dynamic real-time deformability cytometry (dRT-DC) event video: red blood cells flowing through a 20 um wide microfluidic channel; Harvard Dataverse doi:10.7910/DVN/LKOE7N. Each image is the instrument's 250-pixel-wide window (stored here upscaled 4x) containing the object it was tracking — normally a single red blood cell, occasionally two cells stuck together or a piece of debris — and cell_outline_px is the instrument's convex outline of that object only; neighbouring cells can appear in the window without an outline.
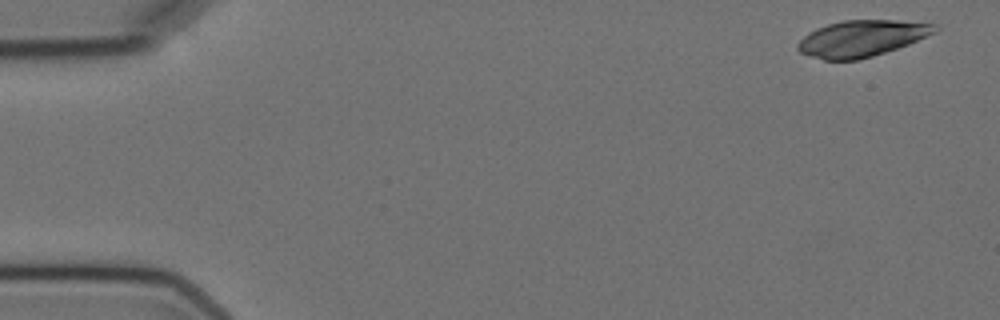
{"species": "Egyptian fruit bat (a non-hibernating species)", "species_latin": "Rousettus aegyptiacus", "temperature_condition": "cold", "stored_images_in_passage": 5, "camera_frame_rate_fps": 3000, "um_per_image_px": 0.085, "animal": {"sex": "female"}, "frame": {"image": 1, "passage_image": 1, "time_ms": 0.0, "image_size_px": [1000, 320], "cell_outline_px": [[940, 28], [936, 32], [908, 44], [860, 60], [824, 60], [800, 52], [796, 48], [796, 44], [804, 36], [816, 28], [828, 24], [844, 20], [896, 20], [940, 24]], "centroid_in_image_um": [73.26, 3.25], "position_along_channel_um": 11.7, "area_um2": 28.96}}
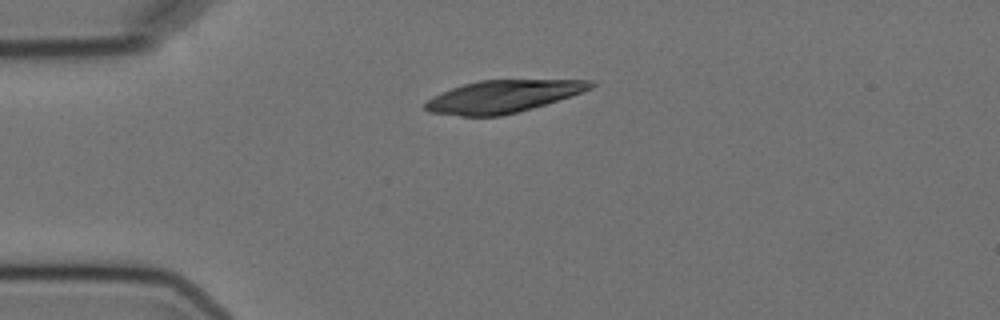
{"frame": {"image": 2, "passage_image": 4, "time_ms": 3.667, "image_size_px": [1000, 320], "cell_outline_px": [[596, 84], [592, 88], [532, 108], [500, 116], [460, 116], [428, 112], [424, 108], [424, 104], [432, 96], [440, 92], [464, 84], [480, 80], [592, 80]], "centroid_in_image_um": [42.68, 8.2], "position_along_channel_um": 42.3, "area_um2": 30.87}}